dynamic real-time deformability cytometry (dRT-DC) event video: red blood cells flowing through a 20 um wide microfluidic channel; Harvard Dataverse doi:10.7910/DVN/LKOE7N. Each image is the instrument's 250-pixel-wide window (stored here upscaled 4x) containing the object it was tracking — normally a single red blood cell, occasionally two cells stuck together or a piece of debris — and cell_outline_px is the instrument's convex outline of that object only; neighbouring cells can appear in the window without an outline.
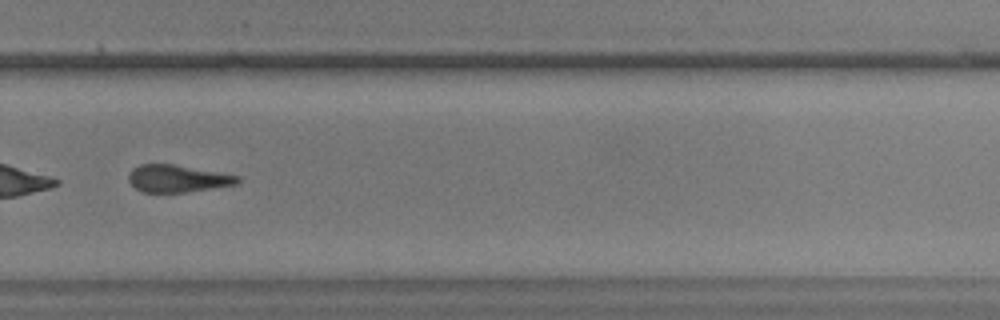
{"species": "common noctule bat (a hibernating species)", "species_latin": "Nyctalus noctula", "temperature_condition": "warm", "stored_images_in_passage": 33, "camera_frame_rate_fps": 3000, "um_per_image_px": 0.085, "animal": {"sex": "male", "body_mass_g": 17.9, "forearm_length_mm": 54.2}, "frame": {"image": 1, "passage_image": 24, "time_ms": 7.667, "image_size_px": [1000, 320], "cell_outline_px": [[240, 180], [236, 184], [184, 192], [144, 192], [136, 188], [128, 180], [128, 176], [132, 168], [140, 164], [172, 164], [220, 172], [240, 176]], "centroid_in_image_um": [15.07, 15.16], "position_along_channel_um": 314.7, "area_um2": 17.11}}